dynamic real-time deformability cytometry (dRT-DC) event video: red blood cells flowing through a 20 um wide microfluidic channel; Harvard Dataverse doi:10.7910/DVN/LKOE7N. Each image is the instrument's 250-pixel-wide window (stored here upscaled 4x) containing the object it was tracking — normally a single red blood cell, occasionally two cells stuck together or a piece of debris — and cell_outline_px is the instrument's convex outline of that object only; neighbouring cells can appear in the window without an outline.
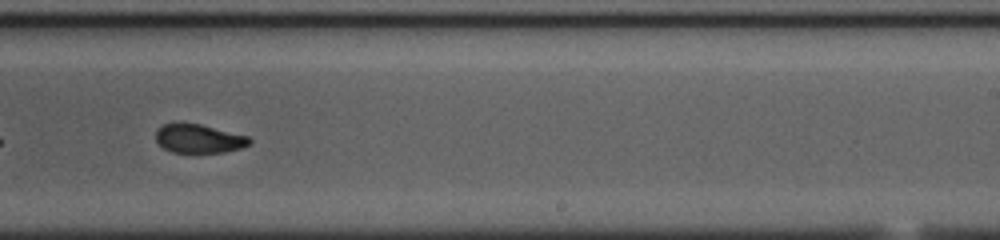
{"species": "common noctule bat (a hibernating species)", "species_latin": "Nyctalus noctula", "temperature_condition": "cold", "stored_images_in_passage": 28, "camera_frame_rate_fps": 3000, "um_per_image_px": 0.085, "animal": {"sex": "female", "body_mass_g": 23.0, "forearm_length_mm": 53.4}, "frame": {"image": 1, "passage_image": 20, "time_ms": 6.333, "image_size_px": [1000, 240], "cell_outline_px": [[252, 140], [248, 144], [240, 148], [224, 152], [172, 152], [164, 148], [156, 140], [156, 128], [164, 124], [176, 120], [180, 120], [200, 124], [248, 136]], "centroid_in_image_um": [16.84, 11.73], "position_along_channel_um": 272.2, "area_um2": 15.95}}
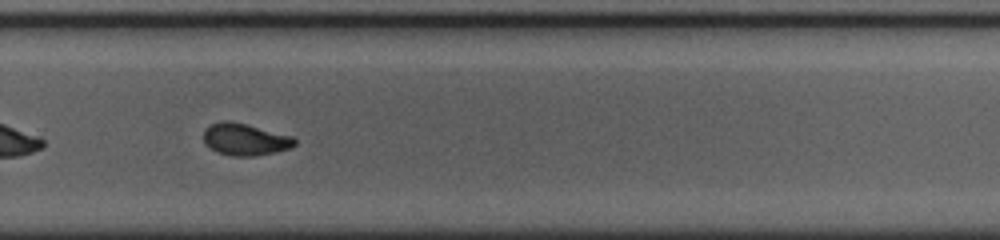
{"frame": {"image": 2, "passage_image": 23, "time_ms": 7.333, "image_size_px": [1000, 240], "cell_outline_px": [[296, 144], [292, 148], [276, 152], [256, 156], [232, 156], [216, 152], [208, 148], [204, 144], [204, 128], [212, 124], [224, 120], [228, 120], [292, 136], [296, 140]], "centroid_in_image_um": [20.81, 11.87], "position_along_channel_um": 309.0, "area_um2": 17.05}, "authors_computed_cell_mechanics": {"area_um2": 17.1377, "velocity_mm_per_s": 3.6812, "shape_relaxation_time_tau1_ms": null, "shape_relaxation_time_tau2_ms": 1.8431, "deformation_change_tau1": null, "deformation_change_tau2": 0.066}}